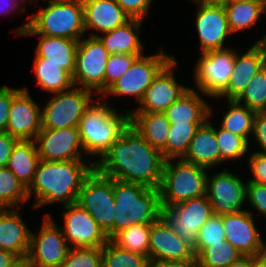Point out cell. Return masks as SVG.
Instances as JSON below:
<instances>
[{
  "label": "cell",
  "mask_w": 266,
  "mask_h": 267,
  "mask_svg": "<svg viewBox=\"0 0 266 267\" xmlns=\"http://www.w3.org/2000/svg\"><path fill=\"white\" fill-rule=\"evenodd\" d=\"M165 159L130 124L94 167L103 175L158 189Z\"/></svg>",
  "instance_id": "cell-1"
},
{
  "label": "cell",
  "mask_w": 266,
  "mask_h": 267,
  "mask_svg": "<svg viewBox=\"0 0 266 267\" xmlns=\"http://www.w3.org/2000/svg\"><path fill=\"white\" fill-rule=\"evenodd\" d=\"M93 168L90 160H40L27 188L29 200L34 199L31 209L76 203L81 185Z\"/></svg>",
  "instance_id": "cell-2"
},
{
  "label": "cell",
  "mask_w": 266,
  "mask_h": 267,
  "mask_svg": "<svg viewBox=\"0 0 266 267\" xmlns=\"http://www.w3.org/2000/svg\"><path fill=\"white\" fill-rule=\"evenodd\" d=\"M114 107L116 106L107 99L97 97L79 122L78 129L84 153L94 165L129 125V111H120Z\"/></svg>",
  "instance_id": "cell-3"
},
{
  "label": "cell",
  "mask_w": 266,
  "mask_h": 267,
  "mask_svg": "<svg viewBox=\"0 0 266 267\" xmlns=\"http://www.w3.org/2000/svg\"><path fill=\"white\" fill-rule=\"evenodd\" d=\"M36 12L27 15V21L12 32L17 37L39 34L80 40L86 35L82 0H42Z\"/></svg>",
  "instance_id": "cell-4"
},
{
  "label": "cell",
  "mask_w": 266,
  "mask_h": 267,
  "mask_svg": "<svg viewBox=\"0 0 266 267\" xmlns=\"http://www.w3.org/2000/svg\"><path fill=\"white\" fill-rule=\"evenodd\" d=\"M114 235L133 224H152L162 215L160 191L114 179Z\"/></svg>",
  "instance_id": "cell-5"
},
{
  "label": "cell",
  "mask_w": 266,
  "mask_h": 267,
  "mask_svg": "<svg viewBox=\"0 0 266 267\" xmlns=\"http://www.w3.org/2000/svg\"><path fill=\"white\" fill-rule=\"evenodd\" d=\"M206 168L181 159H167L164 162L162 182L159 188L161 208L206 195Z\"/></svg>",
  "instance_id": "cell-6"
},
{
  "label": "cell",
  "mask_w": 266,
  "mask_h": 267,
  "mask_svg": "<svg viewBox=\"0 0 266 267\" xmlns=\"http://www.w3.org/2000/svg\"><path fill=\"white\" fill-rule=\"evenodd\" d=\"M76 203L91 214L108 239L114 236V179L94 167L84 179Z\"/></svg>",
  "instance_id": "cell-7"
},
{
  "label": "cell",
  "mask_w": 266,
  "mask_h": 267,
  "mask_svg": "<svg viewBox=\"0 0 266 267\" xmlns=\"http://www.w3.org/2000/svg\"><path fill=\"white\" fill-rule=\"evenodd\" d=\"M161 46L154 54L139 56L132 66L101 96L103 99L110 97H130L136 101L137 106L141 101L146 89L152 84L158 73L174 58L165 52L166 48ZM160 50V51H159Z\"/></svg>",
  "instance_id": "cell-8"
},
{
  "label": "cell",
  "mask_w": 266,
  "mask_h": 267,
  "mask_svg": "<svg viewBox=\"0 0 266 267\" xmlns=\"http://www.w3.org/2000/svg\"><path fill=\"white\" fill-rule=\"evenodd\" d=\"M49 95V99L41 105V129L78 127L83 113L98 97L94 92L75 85Z\"/></svg>",
  "instance_id": "cell-9"
},
{
  "label": "cell",
  "mask_w": 266,
  "mask_h": 267,
  "mask_svg": "<svg viewBox=\"0 0 266 267\" xmlns=\"http://www.w3.org/2000/svg\"><path fill=\"white\" fill-rule=\"evenodd\" d=\"M51 213H44L39 230L32 231L25 263L28 267H61L71 248Z\"/></svg>",
  "instance_id": "cell-10"
},
{
  "label": "cell",
  "mask_w": 266,
  "mask_h": 267,
  "mask_svg": "<svg viewBox=\"0 0 266 267\" xmlns=\"http://www.w3.org/2000/svg\"><path fill=\"white\" fill-rule=\"evenodd\" d=\"M232 47V48H231ZM199 53L193 68V87L211 100L217 98L227 87L233 73L235 48Z\"/></svg>",
  "instance_id": "cell-11"
},
{
  "label": "cell",
  "mask_w": 266,
  "mask_h": 267,
  "mask_svg": "<svg viewBox=\"0 0 266 267\" xmlns=\"http://www.w3.org/2000/svg\"><path fill=\"white\" fill-rule=\"evenodd\" d=\"M109 56V52L98 37L85 35L81 38L78 42L75 70L72 75L74 85L101 97L105 92V71Z\"/></svg>",
  "instance_id": "cell-12"
},
{
  "label": "cell",
  "mask_w": 266,
  "mask_h": 267,
  "mask_svg": "<svg viewBox=\"0 0 266 267\" xmlns=\"http://www.w3.org/2000/svg\"><path fill=\"white\" fill-rule=\"evenodd\" d=\"M234 171L223 166L219 172H208L206 196L215 215L236 214L246 210L248 180H244L239 171Z\"/></svg>",
  "instance_id": "cell-13"
},
{
  "label": "cell",
  "mask_w": 266,
  "mask_h": 267,
  "mask_svg": "<svg viewBox=\"0 0 266 267\" xmlns=\"http://www.w3.org/2000/svg\"><path fill=\"white\" fill-rule=\"evenodd\" d=\"M179 61L174 58L158 73L152 84L146 89L137 107L127 110L129 113H164L190 86L178 81L175 68Z\"/></svg>",
  "instance_id": "cell-14"
},
{
  "label": "cell",
  "mask_w": 266,
  "mask_h": 267,
  "mask_svg": "<svg viewBox=\"0 0 266 267\" xmlns=\"http://www.w3.org/2000/svg\"><path fill=\"white\" fill-rule=\"evenodd\" d=\"M194 29L198 36L200 52L227 49V39L233 35L229 29L227 14L224 7L194 3ZM228 47H227V46Z\"/></svg>",
  "instance_id": "cell-15"
},
{
  "label": "cell",
  "mask_w": 266,
  "mask_h": 267,
  "mask_svg": "<svg viewBox=\"0 0 266 267\" xmlns=\"http://www.w3.org/2000/svg\"><path fill=\"white\" fill-rule=\"evenodd\" d=\"M42 128L41 105L26 87H12V103L6 132L17 140H35Z\"/></svg>",
  "instance_id": "cell-16"
},
{
  "label": "cell",
  "mask_w": 266,
  "mask_h": 267,
  "mask_svg": "<svg viewBox=\"0 0 266 267\" xmlns=\"http://www.w3.org/2000/svg\"><path fill=\"white\" fill-rule=\"evenodd\" d=\"M63 224H59L70 247H102L108 236L91 214L77 203L61 206Z\"/></svg>",
  "instance_id": "cell-17"
},
{
  "label": "cell",
  "mask_w": 266,
  "mask_h": 267,
  "mask_svg": "<svg viewBox=\"0 0 266 267\" xmlns=\"http://www.w3.org/2000/svg\"><path fill=\"white\" fill-rule=\"evenodd\" d=\"M212 215L211 203L206 195L162 208V216L172 229L192 246L196 243L198 231Z\"/></svg>",
  "instance_id": "cell-18"
},
{
  "label": "cell",
  "mask_w": 266,
  "mask_h": 267,
  "mask_svg": "<svg viewBox=\"0 0 266 267\" xmlns=\"http://www.w3.org/2000/svg\"><path fill=\"white\" fill-rule=\"evenodd\" d=\"M34 141L40 160H89L84 153L78 127L41 129Z\"/></svg>",
  "instance_id": "cell-19"
},
{
  "label": "cell",
  "mask_w": 266,
  "mask_h": 267,
  "mask_svg": "<svg viewBox=\"0 0 266 267\" xmlns=\"http://www.w3.org/2000/svg\"><path fill=\"white\" fill-rule=\"evenodd\" d=\"M148 259L150 263L196 260L193 246L181 238L162 215L150 224Z\"/></svg>",
  "instance_id": "cell-20"
},
{
  "label": "cell",
  "mask_w": 266,
  "mask_h": 267,
  "mask_svg": "<svg viewBox=\"0 0 266 267\" xmlns=\"http://www.w3.org/2000/svg\"><path fill=\"white\" fill-rule=\"evenodd\" d=\"M257 218L248 210L222 215L225 239L243 256L262 253L265 238H262L260 226L256 224Z\"/></svg>",
  "instance_id": "cell-21"
},
{
  "label": "cell",
  "mask_w": 266,
  "mask_h": 267,
  "mask_svg": "<svg viewBox=\"0 0 266 267\" xmlns=\"http://www.w3.org/2000/svg\"><path fill=\"white\" fill-rule=\"evenodd\" d=\"M252 43L245 53H240L235 47L233 73L230 75L226 89L217 99L235 100L253 76L266 65V44Z\"/></svg>",
  "instance_id": "cell-22"
},
{
  "label": "cell",
  "mask_w": 266,
  "mask_h": 267,
  "mask_svg": "<svg viewBox=\"0 0 266 267\" xmlns=\"http://www.w3.org/2000/svg\"><path fill=\"white\" fill-rule=\"evenodd\" d=\"M86 34L98 37L124 25L131 18L115 0H82Z\"/></svg>",
  "instance_id": "cell-23"
},
{
  "label": "cell",
  "mask_w": 266,
  "mask_h": 267,
  "mask_svg": "<svg viewBox=\"0 0 266 267\" xmlns=\"http://www.w3.org/2000/svg\"><path fill=\"white\" fill-rule=\"evenodd\" d=\"M213 108V104H211L208 120L196 130L190 141L188 151L182 159L208 170H214L215 168V171H217L216 168L221 166V154L212 120L215 113Z\"/></svg>",
  "instance_id": "cell-24"
},
{
  "label": "cell",
  "mask_w": 266,
  "mask_h": 267,
  "mask_svg": "<svg viewBox=\"0 0 266 267\" xmlns=\"http://www.w3.org/2000/svg\"><path fill=\"white\" fill-rule=\"evenodd\" d=\"M22 208H0V249L15 254L25 261L29 246L31 228L23 219Z\"/></svg>",
  "instance_id": "cell-25"
},
{
  "label": "cell",
  "mask_w": 266,
  "mask_h": 267,
  "mask_svg": "<svg viewBox=\"0 0 266 267\" xmlns=\"http://www.w3.org/2000/svg\"><path fill=\"white\" fill-rule=\"evenodd\" d=\"M207 99L211 100L190 87L164 114L170 124H204L210 116V102Z\"/></svg>",
  "instance_id": "cell-26"
},
{
  "label": "cell",
  "mask_w": 266,
  "mask_h": 267,
  "mask_svg": "<svg viewBox=\"0 0 266 267\" xmlns=\"http://www.w3.org/2000/svg\"><path fill=\"white\" fill-rule=\"evenodd\" d=\"M143 23L141 19H130L124 25L100 34L98 38L110 55H144L146 44L142 42L140 33Z\"/></svg>",
  "instance_id": "cell-27"
},
{
  "label": "cell",
  "mask_w": 266,
  "mask_h": 267,
  "mask_svg": "<svg viewBox=\"0 0 266 267\" xmlns=\"http://www.w3.org/2000/svg\"><path fill=\"white\" fill-rule=\"evenodd\" d=\"M25 36L38 37L34 57L45 58V62L58 64V66L73 75L79 40L39 34H24L23 37Z\"/></svg>",
  "instance_id": "cell-28"
},
{
  "label": "cell",
  "mask_w": 266,
  "mask_h": 267,
  "mask_svg": "<svg viewBox=\"0 0 266 267\" xmlns=\"http://www.w3.org/2000/svg\"><path fill=\"white\" fill-rule=\"evenodd\" d=\"M129 124L166 160L170 122L164 113H129Z\"/></svg>",
  "instance_id": "cell-29"
},
{
  "label": "cell",
  "mask_w": 266,
  "mask_h": 267,
  "mask_svg": "<svg viewBox=\"0 0 266 267\" xmlns=\"http://www.w3.org/2000/svg\"><path fill=\"white\" fill-rule=\"evenodd\" d=\"M228 25L234 35L258 26L266 18V0H232L224 7Z\"/></svg>",
  "instance_id": "cell-30"
},
{
  "label": "cell",
  "mask_w": 266,
  "mask_h": 267,
  "mask_svg": "<svg viewBox=\"0 0 266 267\" xmlns=\"http://www.w3.org/2000/svg\"><path fill=\"white\" fill-rule=\"evenodd\" d=\"M39 162L40 157L35 141L18 140L13 146L6 167L28 188L33 181Z\"/></svg>",
  "instance_id": "cell-31"
},
{
  "label": "cell",
  "mask_w": 266,
  "mask_h": 267,
  "mask_svg": "<svg viewBox=\"0 0 266 267\" xmlns=\"http://www.w3.org/2000/svg\"><path fill=\"white\" fill-rule=\"evenodd\" d=\"M33 68L35 82L43 92L57 93L74 86L72 75L52 62H45V58L34 57Z\"/></svg>",
  "instance_id": "cell-32"
},
{
  "label": "cell",
  "mask_w": 266,
  "mask_h": 267,
  "mask_svg": "<svg viewBox=\"0 0 266 267\" xmlns=\"http://www.w3.org/2000/svg\"><path fill=\"white\" fill-rule=\"evenodd\" d=\"M214 99L218 102L224 101L223 103H226V107L224 105V108L227 109L222 110L223 116L219 120V123L216 124L233 134L243 137L249 143L253 133V123L256 112L239 104L235 100Z\"/></svg>",
  "instance_id": "cell-33"
},
{
  "label": "cell",
  "mask_w": 266,
  "mask_h": 267,
  "mask_svg": "<svg viewBox=\"0 0 266 267\" xmlns=\"http://www.w3.org/2000/svg\"><path fill=\"white\" fill-rule=\"evenodd\" d=\"M26 203L29 197L25 185L8 167H0V208H22Z\"/></svg>",
  "instance_id": "cell-34"
},
{
  "label": "cell",
  "mask_w": 266,
  "mask_h": 267,
  "mask_svg": "<svg viewBox=\"0 0 266 267\" xmlns=\"http://www.w3.org/2000/svg\"><path fill=\"white\" fill-rule=\"evenodd\" d=\"M243 255L226 239L211 243L196 256L198 267H228Z\"/></svg>",
  "instance_id": "cell-35"
},
{
  "label": "cell",
  "mask_w": 266,
  "mask_h": 267,
  "mask_svg": "<svg viewBox=\"0 0 266 267\" xmlns=\"http://www.w3.org/2000/svg\"><path fill=\"white\" fill-rule=\"evenodd\" d=\"M216 126L215 135L221 154V166L223 164L228 166L229 161L244 162L243 159L248 157L250 151L249 143L243 137L221 128L218 124Z\"/></svg>",
  "instance_id": "cell-36"
},
{
  "label": "cell",
  "mask_w": 266,
  "mask_h": 267,
  "mask_svg": "<svg viewBox=\"0 0 266 267\" xmlns=\"http://www.w3.org/2000/svg\"><path fill=\"white\" fill-rule=\"evenodd\" d=\"M150 224H133L117 232L110 240L122 249L149 255Z\"/></svg>",
  "instance_id": "cell-37"
},
{
  "label": "cell",
  "mask_w": 266,
  "mask_h": 267,
  "mask_svg": "<svg viewBox=\"0 0 266 267\" xmlns=\"http://www.w3.org/2000/svg\"><path fill=\"white\" fill-rule=\"evenodd\" d=\"M102 267H150L147 256L122 249L110 239L102 246Z\"/></svg>",
  "instance_id": "cell-38"
},
{
  "label": "cell",
  "mask_w": 266,
  "mask_h": 267,
  "mask_svg": "<svg viewBox=\"0 0 266 267\" xmlns=\"http://www.w3.org/2000/svg\"><path fill=\"white\" fill-rule=\"evenodd\" d=\"M203 124H170L166 160L181 159L187 153L196 130Z\"/></svg>",
  "instance_id": "cell-39"
},
{
  "label": "cell",
  "mask_w": 266,
  "mask_h": 267,
  "mask_svg": "<svg viewBox=\"0 0 266 267\" xmlns=\"http://www.w3.org/2000/svg\"><path fill=\"white\" fill-rule=\"evenodd\" d=\"M235 101L255 112L266 111V65L253 76Z\"/></svg>",
  "instance_id": "cell-40"
},
{
  "label": "cell",
  "mask_w": 266,
  "mask_h": 267,
  "mask_svg": "<svg viewBox=\"0 0 266 267\" xmlns=\"http://www.w3.org/2000/svg\"><path fill=\"white\" fill-rule=\"evenodd\" d=\"M61 267H102V247H71Z\"/></svg>",
  "instance_id": "cell-41"
},
{
  "label": "cell",
  "mask_w": 266,
  "mask_h": 267,
  "mask_svg": "<svg viewBox=\"0 0 266 267\" xmlns=\"http://www.w3.org/2000/svg\"><path fill=\"white\" fill-rule=\"evenodd\" d=\"M225 240L222 216L213 214L200 228L193 246L195 256L211 243Z\"/></svg>",
  "instance_id": "cell-42"
},
{
  "label": "cell",
  "mask_w": 266,
  "mask_h": 267,
  "mask_svg": "<svg viewBox=\"0 0 266 267\" xmlns=\"http://www.w3.org/2000/svg\"><path fill=\"white\" fill-rule=\"evenodd\" d=\"M141 55L113 54L107 61L105 71V91L113 85Z\"/></svg>",
  "instance_id": "cell-43"
},
{
  "label": "cell",
  "mask_w": 266,
  "mask_h": 267,
  "mask_svg": "<svg viewBox=\"0 0 266 267\" xmlns=\"http://www.w3.org/2000/svg\"><path fill=\"white\" fill-rule=\"evenodd\" d=\"M246 204V210L252 215L256 216L254 213L255 211L257 215L262 216V220L266 219V185L248 182ZM248 204H250V206Z\"/></svg>",
  "instance_id": "cell-44"
},
{
  "label": "cell",
  "mask_w": 266,
  "mask_h": 267,
  "mask_svg": "<svg viewBox=\"0 0 266 267\" xmlns=\"http://www.w3.org/2000/svg\"><path fill=\"white\" fill-rule=\"evenodd\" d=\"M246 160L248 172L252 173L248 182L266 185V154L250 150Z\"/></svg>",
  "instance_id": "cell-45"
},
{
  "label": "cell",
  "mask_w": 266,
  "mask_h": 267,
  "mask_svg": "<svg viewBox=\"0 0 266 267\" xmlns=\"http://www.w3.org/2000/svg\"><path fill=\"white\" fill-rule=\"evenodd\" d=\"M252 144H256V148H259H257V150L255 148L253 151L266 154V111L256 112L253 123V133L249 141V149L251 150L253 147Z\"/></svg>",
  "instance_id": "cell-46"
},
{
  "label": "cell",
  "mask_w": 266,
  "mask_h": 267,
  "mask_svg": "<svg viewBox=\"0 0 266 267\" xmlns=\"http://www.w3.org/2000/svg\"><path fill=\"white\" fill-rule=\"evenodd\" d=\"M131 19L144 20L149 16L155 0H115ZM151 7V8H150ZM150 9V10H149ZM148 15V16H147Z\"/></svg>",
  "instance_id": "cell-47"
},
{
  "label": "cell",
  "mask_w": 266,
  "mask_h": 267,
  "mask_svg": "<svg viewBox=\"0 0 266 267\" xmlns=\"http://www.w3.org/2000/svg\"><path fill=\"white\" fill-rule=\"evenodd\" d=\"M40 0H0V15L11 16L17 15L21 17L24 13L28 12L27 6L34 5L33 8L38 4Z\"/></svg>",
  "instance_id": "cell-48"
},
{
  "label": "cell",
  "mask_w": 266,
  "mask_h": 267,
  "mask_svg": "<svg viewBox=\"0 0 266 267\" xmlns=\"http://www.w3.org/2000/svg\"><path fill=\"white\" fill-rule=\"evenodd\" d=\"M12 103V86H0V132L6 131Z\"/></svg>",
  "instance_id": "cell-49"
},
{
  "label": "cell",
  "mask_w": 266,
  "mask_h": 267,
  "mask_svg": "<svg viewBox=\"0 0 266 267\" xmlns=\"http://www.w3.org/2000/svg\"><path fill=\"white\" fill-rule=\"evenodd\" d=\"M18 140L10 136L6 131L0 132V167H6L13 146Z\"/></svg>",
  "instance_id": "cell-50"
},
{
  "label": "cell",
  "mask_w": 266,
  "mask_h": 267,
  "mask_svg": "<svg viewBox=\"0 0 266 267\" xmlns=\"http://www.w3.org/2000/svg\"><path fill=\"white\" fill-rule=\"evenodd\" d=\"M22 262L12 252L0 249V267H18Z\"/></svg>",
  "instance_id": "cell-51"
},
{
  "label": "cell",
  "mask_w": 266,
  "mask_h": 267,
  "mask_svg": "<svg viewBox=\"0 0 266 267\" xmlns=\"http://www.w3.org/2000/svg\"><path fill=\"white\" fill-rule=\"evenodd\" d=\"M150 267H198V264L196 260L156 261V262H151Z\"/></svg>",
  "instance_id": "cell-52"
},
{
  "label": "cell",
  "mask_w": 266,
  "mask_h": 267,
  "mask_svg": "<svg viewBox=\"0 0 266 267\" xmlns=\"http://www.w3.org/2000/svg\"><path fill=\"white\" fill-rule=\"evenodd\" d=\"M250 267H266V257L263 253L250 256Z\"/></svg>",
  "instance_id": "cell-53"
},
{
  "label": "cell",
  "mask_w": 266,
  "mask_h": 267,
  "mask_svg": "<svg viewBox=\"0 0 266 267\" xmlns=\"http://www.w3.org/2000/svg\"><path fill=\"white\" fill-rule=\"evenodd\" d=\"M228 267H250V256H242L239 260L233 262Z\"/></svg>",
  "instance_id": "cell-54"
},
{
  "label": "cell",
  "mask_w": 266,
  "mask_h": 267,
  "mask_svg": "<svg viewBox=\"0 0 266 267\" xmlns=\"http://www.w3.org/2000/svg\"><path fill=\"white\" fill-rule=\"evenodd\" d=\"M232 0H203L202 3L213 5V6H227Z\"/></svg>",
  "instance_id": "cell-55"
},
{
  "label": "cell",
  "mask_w": 266,
  "mask_h": 267,
  "mask_svg": "<svg viewBox=\"0 0 266 267\" xmlns=\"http://www.w3.org/2000/svg\"><path fill=\"white\" fill-rule=\"evenodd\" d=\"M263 34H262V37L260 36L258 39H256V41H254V43H262V42H264L266 44V30H265V33L263 32Z\"/></svg>",
  "instance_id": "cell-56"
},
{
  "label": "cell",
  "mask_w": 266,
  "mask_h": 267,
  "mask_svg": "<svg viewBox=\"0 0 266 267\" xmlns=\"http://www.w3.org/2000/svg\"><path fill=\"white\" fill-rule=\"evenodd\" d=\"M262 253H263L264 256L266 257V241H265V239H264V242H263Z\"/></svg>",
  "instance_id": "cell-57"
},
{
  "label": "cell",
  "mask_w": 266,
  "mask_h": 267,
  "mask_svg": "<svg viewBox=\"0 0 266 267\" xmlns=\"http://www.w3.org/2000/svg\"><path fill=\"white\" fill-rule=\"evenodd\" d=\"M18 267H28L27 264L23 261Z\"/></svg>",
  "instance_id": "cell-58"
},
{
  "label": "cell",
  "mask_w": 266,
  "mask_h": 267,
  "mask_svg": "<svg viewBox=\"0 0 266 267\" xmlns=\"http://www.w3.org/2000/svg\"><path fill=\"white\" fill-rule=\"evenodd\" d=\"M191 1L192 3H198V2H202L203 0H188Z\"/></svg>",
  "instance_id": "cell-59"
}]
</instances>
